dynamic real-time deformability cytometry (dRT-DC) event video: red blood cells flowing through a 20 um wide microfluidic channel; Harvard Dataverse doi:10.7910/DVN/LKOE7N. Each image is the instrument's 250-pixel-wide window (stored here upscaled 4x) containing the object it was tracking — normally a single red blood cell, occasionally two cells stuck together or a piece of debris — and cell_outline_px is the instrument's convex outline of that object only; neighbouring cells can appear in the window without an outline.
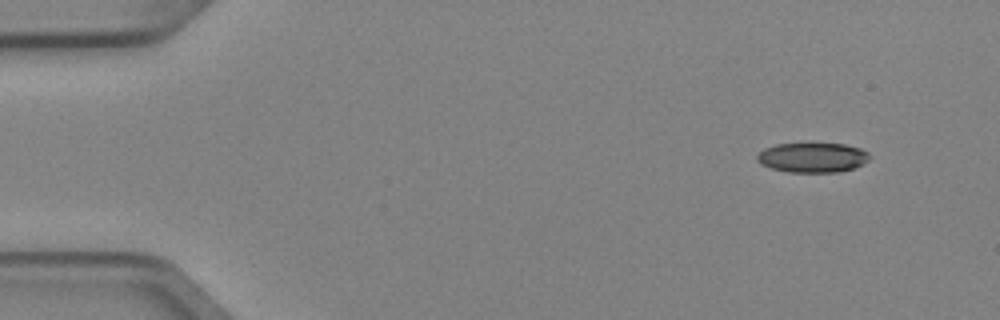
{"species": "Egyptian fruit bat (a non-hibernating species)", "species_latin": "Rousettus aegyptiacus", "temperature_condition": "cold", "stored_images_in_passage": 5, "segment_of_instrument_passage": [1, 2], "camera_frame_rate_fps": 3000, "um_per_image_px": 0.085, "animal": {"sex": "female"}, "frame": {"image": 1, "passage_image": 1, "time_ms": 0.0, "image_size_px": [1000, 320], "cell_outline_px": [[868, 160], [864, 164], [856, 168], [840, 172], [788, 172], [772, 168], [760, 164], [756, 160], [756, 156], [764, 148], [776, 144], [844, 144], [860, 148], [868, 152]], "centroid_in_image_um": [69.07, 13.4], "position_along_channel_um": 15.9, "area_um2": 19.54}}
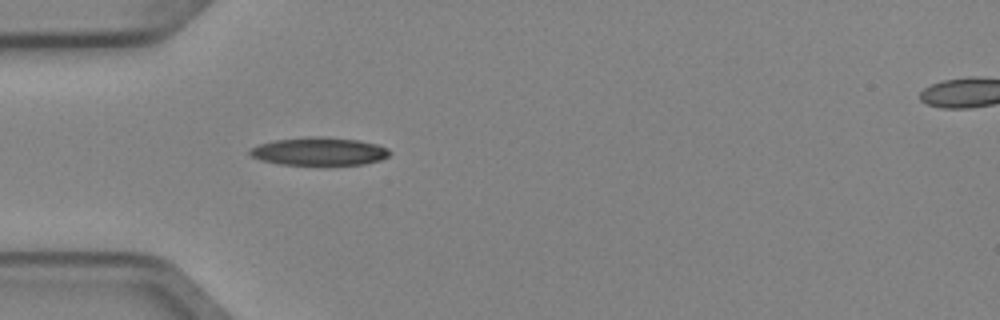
{"frame": {"image": 2, "passage_image": 4, "time_ms": 1.0, "image_size_px": [1000, 320], "cell_outline_px": [[392, 152], [388, 156], [380, 160], [364, 164], [280, 164], [260, 160], [252, 156], [248, 152], [248, 148], [260, 144], [276, 140], [308, 136], [320, 136], [360, 140], [376, 144], [388, 148]], "centroid_in_image_um": [27.13, 12.85], "position_along_channel_um": 57.9, "area_um2": 22.77}}